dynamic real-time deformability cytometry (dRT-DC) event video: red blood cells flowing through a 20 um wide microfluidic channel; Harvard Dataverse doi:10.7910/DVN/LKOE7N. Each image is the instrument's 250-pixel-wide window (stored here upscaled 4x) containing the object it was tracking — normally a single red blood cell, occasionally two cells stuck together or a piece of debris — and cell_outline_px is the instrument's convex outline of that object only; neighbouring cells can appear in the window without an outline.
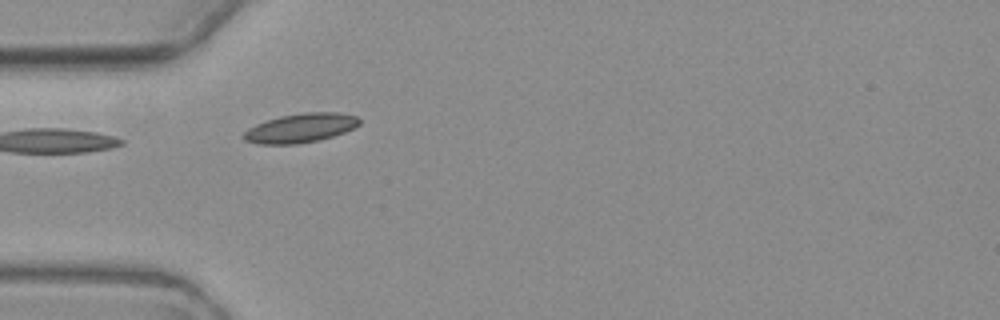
{"species": "common noctule bat (a hibernating species)", "species_latin": "Nyctalus noctula", "temperature_condition": "warm", "stored_images_in_passage": 3, "camera_frame_rate_fps": 3000, "um_per_image_px": 0.085, "animal": {"sex": "female", "body_mass_g": 19.3, "forearm_length_mm": 54.1}, "frame": {"image": 1, "passage_image": 3, "time_ms": 2.667, "image_size_px": [1000, 320], "cell_outline_px": [[360, 124], [344, 132], [320, 140], [296, 144], [260, 144], [244, 140], [240, 136], [248, 128], [256, 124], [280, 116], [304, 112], [340, 112], [356, 116], [360, 120]], "centroid_in_image_um": [25.53, 10.88], "position_along_channel_um": 59.5, "area_um2": 19.65}}